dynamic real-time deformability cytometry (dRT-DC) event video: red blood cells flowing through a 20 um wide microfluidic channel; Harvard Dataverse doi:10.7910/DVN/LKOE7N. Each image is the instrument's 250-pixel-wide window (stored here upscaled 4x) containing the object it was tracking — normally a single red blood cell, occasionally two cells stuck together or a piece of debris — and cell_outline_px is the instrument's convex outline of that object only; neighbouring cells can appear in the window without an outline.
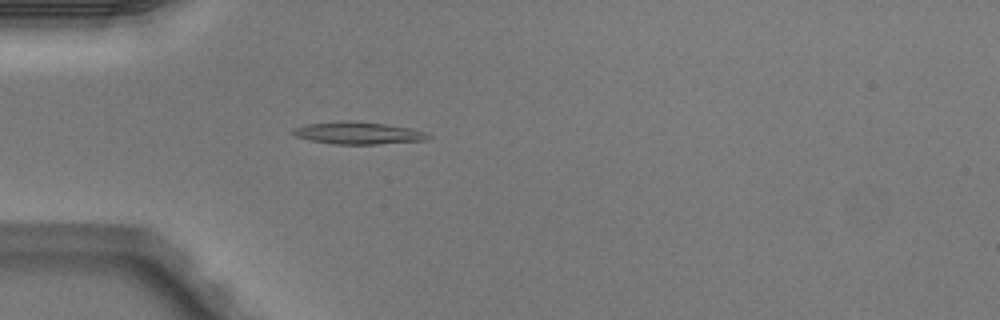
{"species": "Egyptian fruit bat (a non-hibernating species)", "species_latin": "Rousettus aegyptiacus", "temperature_condition": "warm", "stored_images_in_passage": 3, "camera_frame_rate_fps": 3000, "um_per_image_px": 0.085, "animal": {"sex": "male"}, "frame": {"image": 1, "passage_image": 3, "time_ms": 0.667, "image_size_px": [1000, 320], "cell_outline_px": [[432, 136], [424, 140], [376, 144], [332, 144], [312, 140], [296, 136], [292, 132], [292, 128], [304, 124], [340, 120], [356, 120], [412, 128], [424, 132]], "centroid_in_image_um": [30.4, 11.29], "position_along_channel_um": 54.6, "area_um2": 17.63}}